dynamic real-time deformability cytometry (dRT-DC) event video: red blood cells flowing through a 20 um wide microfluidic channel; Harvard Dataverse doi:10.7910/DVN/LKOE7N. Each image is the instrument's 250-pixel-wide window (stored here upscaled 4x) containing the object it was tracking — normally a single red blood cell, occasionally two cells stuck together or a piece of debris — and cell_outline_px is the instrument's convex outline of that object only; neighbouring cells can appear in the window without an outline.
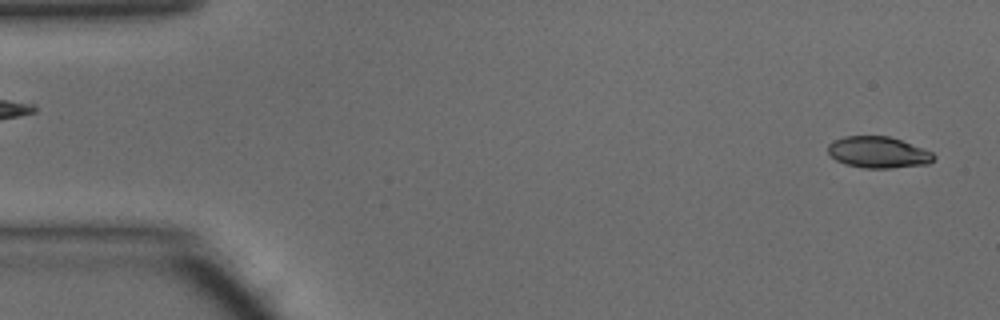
{"species": "common noctule bat (a hibernating species)", "species_latin": "Nyctalus noctula", "temperature_condition": "warm", "stored_images_in_passage": 43, "camera_frame_rate_fps": 3000, "um_per_image_px": 0.085, "animal": {"sex": "male", "body_mass_g": 15.6}, "frame": {"image": 1, "passage_image": 1, "time_ms": 0.0, "image_size_px": [1000, 320], "cell_outline_px": [[936, 156], [928, 164], [892, 168], [864, 168], [844, 164], [836, 160], [828, 152], [828, 144], [832, 140], [844, 136], [888, 136], [900, 140], [932, 152]], "centroid_in_image_um": [74.61, 12.95], "position_along_channel_um": 10.4, "area_um2": 19.31}}
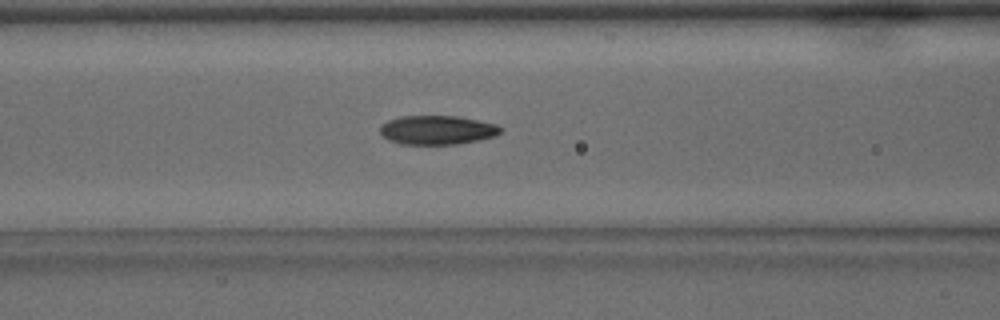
{"frame": {"image": 2, "passage_image": 18, "time_ms": 5.667, "image_size_px": [1000, 320], "cell_outline_px": [[504, 128], [500, 132], [492, 136], [476, 140], [456, 144], [400, 144], [388, 140], [380, 132], [380, 128], [388, 120], [400, 116], [456, 116], [496, 124]], "centroid_in_image_um": [37.14, 11.05], "position_along_channel_um": 129.5, "area_um2": 20.11}}
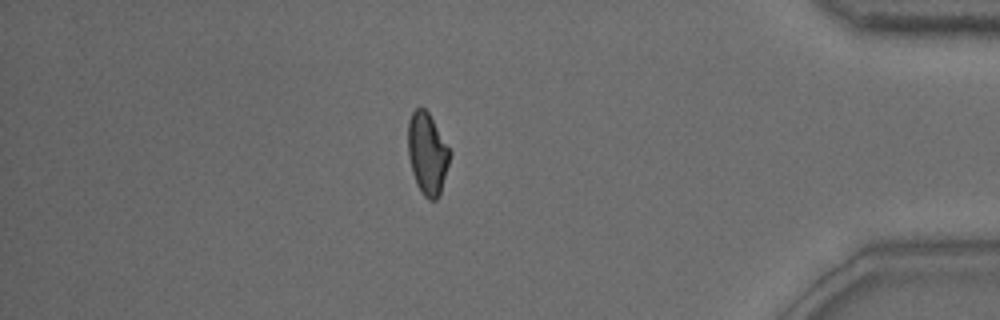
{"frame": {"image": 3, "passage_image": 40, "time_ms": 13.0, "image_size_px": [1000, 320], "cell_outline_px": [[452, 152], [440, 196], [436, 200], [428, 200], [424, 196], [416, 184], [412, 172], [408, 156], [408, 120], [412, 112], [416, 108], [424, 108], [428, 112]], "centroid_in_image_um": [36.33, 13.08], "position_along_channel_um": 398.9, "area_um2": 20.11}, "authors_computed_cell_mechanics": {"area_um2": 20.23, "velocity_mm_per_s": 4.1961, "shape_relaxation_time_tau1_ms": 6.8871, "shape_relaxation_time_tau2_ms": 1.605, "deformation_change_tau1": 0.2063, "deformation_change_tau2": 0.0741}}